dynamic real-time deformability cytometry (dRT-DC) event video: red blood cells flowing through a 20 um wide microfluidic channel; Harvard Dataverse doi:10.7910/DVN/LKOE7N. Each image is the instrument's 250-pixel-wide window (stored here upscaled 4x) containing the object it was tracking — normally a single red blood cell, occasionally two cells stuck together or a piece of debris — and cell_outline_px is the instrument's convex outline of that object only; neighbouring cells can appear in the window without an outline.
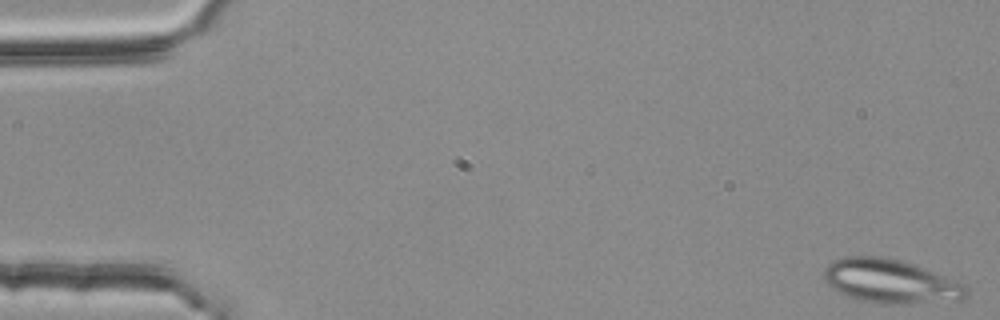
{"species": "common noctule bat (a hibernating species)", "species_latin": "Nyctalus noctula", "temperature_condition": "room temperature", "stored_images_in_passage": 51, "segment_of_instrument_passage": [1, 2], "camera_frame_rate_fps": 3000, "um_per_image_px": 0.085, "animal": {"sex": "female", "body_mass_g": 25.1}, "frame": {"image": 1, "passage_image": 1, "time_ms": 0.0, "image_size_px": [1000, 320], "cell_outline_px": [[968, 296], [960, 300], [904, 304], [880, 304], [856, 300], [832, 288], [828, 284], [824, 276], [824, 268], [832, 260], [848, 256], [884, 256], [900, 260], [960, 280], [968, 288]], "centroid_in_image_um": [75.73, 23.92], "position_along_channel_um": 9.3, "area_um2": 36.88}}